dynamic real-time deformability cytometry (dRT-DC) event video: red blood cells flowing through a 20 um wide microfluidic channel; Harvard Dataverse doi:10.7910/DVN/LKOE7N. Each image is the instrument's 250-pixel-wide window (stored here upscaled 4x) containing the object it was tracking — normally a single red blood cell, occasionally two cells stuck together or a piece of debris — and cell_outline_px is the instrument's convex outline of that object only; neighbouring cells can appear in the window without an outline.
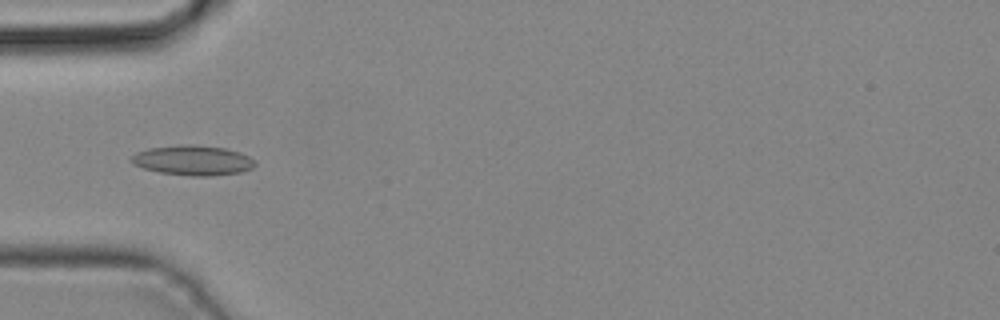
{"species": "common noctule bat (a hibernating species)", "species_latin": "Nyctalus noctula", "temperature_condition": "cold", "stored_images_in_passage": 30, "camera_frame_rate_fps": 3000, "um_per_image_px": 0.085, "animal": {"sex": "male", "body_mass_g": 19.2, "forearm_length_mm": 51.8}, "frame": {"image": 1, "passage_image": 1, "time_ms": 0.0, "image_size_px": [1000, 320], "cell_outline_px": [[256, 164], [252, 168], [240, 172], [208, 176], [192, 176], [160, 172], [144, 168], [132, 164], [128, 160], [136, 152], [148, 148], [188, 144], [192, 144], [224, 148], [240, 152], [248, 156]], "centroid_in_image_um": [16.35, 13.62], "position_along_channel_um": 68.6, "area_um2": 21.44}}
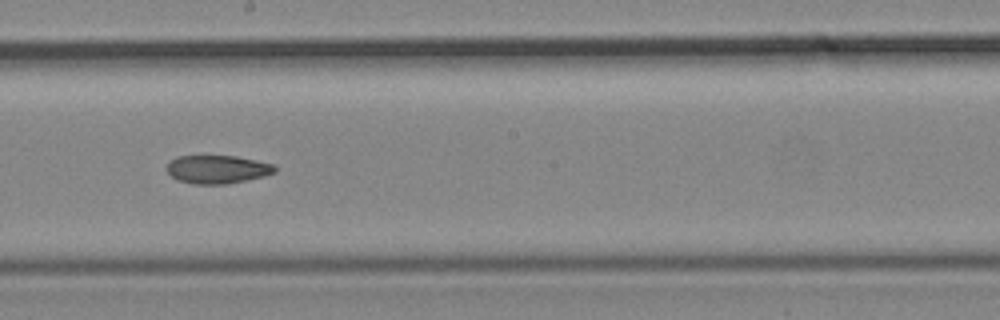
{"frame": {"image": 2, "passage_image": 11, "time_ms": 3.333, "image_size_px": [1000, 320], "cell_outline_px": [[276, 172], [264, 176], [224, 184], [192, 184], [180, 180], [172, 176], [164, 168], [176, 156], [236, 156], [276, 164]], "centroid_in_image_um": [18.49, 14.38], "position_along_channel_um": 229.7, "area_um2": 17.74}}
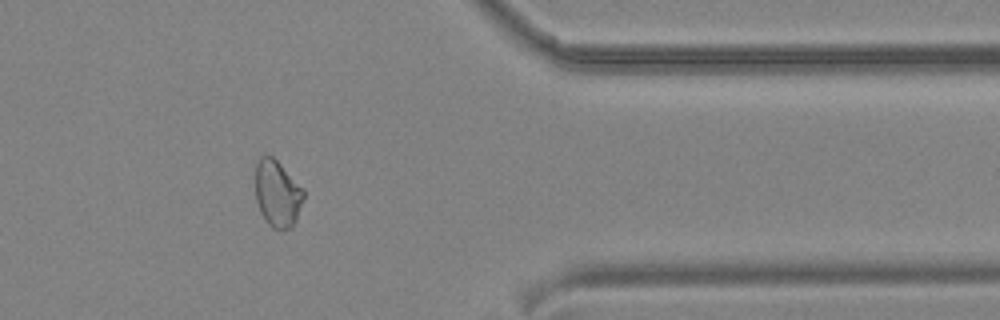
{"frame": {"image": 3, "passage_image": 22, "time_ms": 7.0, "image_size_px": [1000, 320], "cell_outline_px": [[304, 196], [296, 220], [292, 228], [280, 232], [272, 228], [268, 224], [260, 212], [256, 200], [256, 164], [260, 156], [268, 152], [304, 188]], "centroid_in_image_um": [23.58, 16.47], "position_along_channel_um": 387.8, "area_um2": 19.07}}